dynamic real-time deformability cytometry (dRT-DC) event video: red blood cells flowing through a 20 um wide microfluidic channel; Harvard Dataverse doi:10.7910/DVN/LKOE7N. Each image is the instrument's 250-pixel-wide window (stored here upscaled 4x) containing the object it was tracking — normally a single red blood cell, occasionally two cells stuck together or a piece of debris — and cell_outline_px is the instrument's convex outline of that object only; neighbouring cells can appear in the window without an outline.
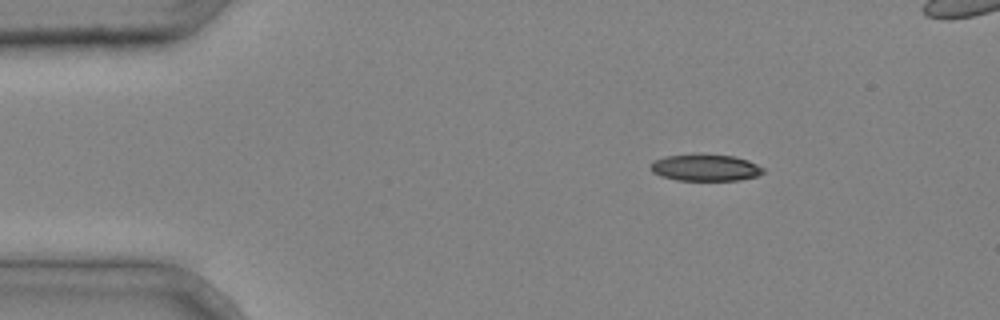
{"species": "common noctule bat (a hibernating species)", "species_latin": "Nyctalus noctula", "temperature_condition": "cold", "stored_images_in_passage": 36, "camera_frame_rate_fps": 3000, "um_per_image_px": 0.085, "animal": {"sex": "male", "body_mass_g": 20.4}, "frame": {"image": 1, "passage_image": 1, "time_ms": 0.0, "image_size_px": [1000, 320], "cell_outline_px": [[764, 172], [756, 176], [740, 180], [676, 180], [660, 176], [652, 172], [648, 168], [648, 164], [652, 160], [664, 156], [732, 156], [748, 160], [764, 168]], "centroid_in_image_um": [59.89, 14.28], "position_along_channel_um": 25.1, "area_um2": 17.17}}
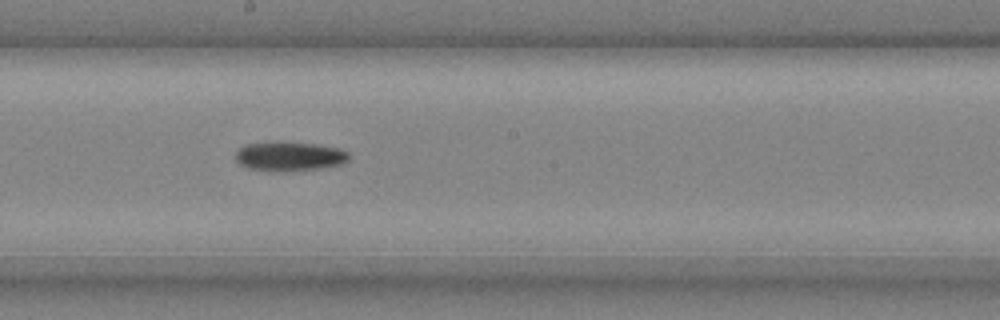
{"frame": {"image": 2, "passage_image": 18, "time_ms": 5.667, "image_size_px": [1000, 320], "cell_outline_px": [[348, 160], [344, 164], [320, 168], [284, 172], [276, 172], [248, 168], [240, 164], [236, 160], [236, 152], [244, 144], [276, 140], [284, 140], [316, 144], [340, 148], [348, 152]], "centroid_in_image_um": [24.59, 13.26], "position_along_channel_um": 223.6, "area_um2": 20.0}}
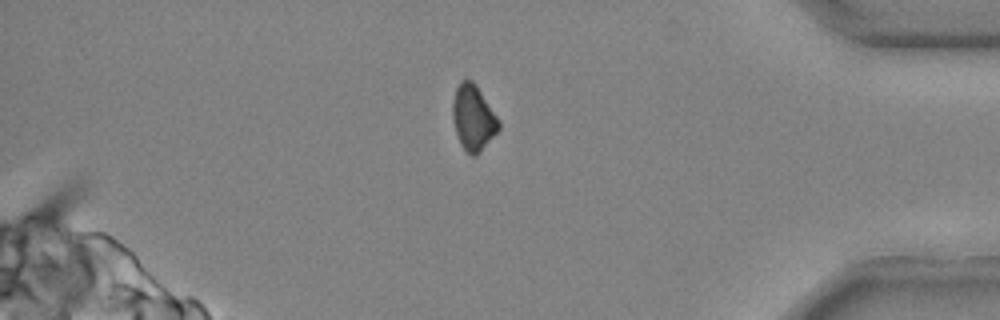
{"frame": {"image": 3, "passage_image": 31, "time_ms": 10.0, "image_size_px": [1000, 320], "cell_outline_px": [[500, 128], [480, 152], [476, 156], [472, 156], [460, 144], [456, 132], [452, 116], [452, 104], [456, 88], [460, 80], [472, 80], [476, 84], [500, 120]], "centroid_in_image_um": [40.23, 9.99], "position_along_channel_um": 395.0, "area_um2": 17.57}}